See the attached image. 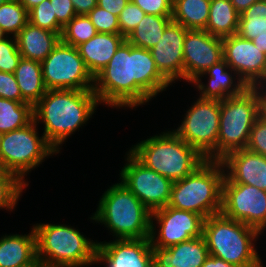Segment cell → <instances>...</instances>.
Wrapping results in <instances>:
<instances>
[{
	"label": "cell",
	"mask_w": 266,
	"mask_h": 267,
	"mask_svg": "<svg viewBox=\"0 0 266 267\" xmlns=\"http://www.w3.org/2000/svg\"><path fill=\"white\" fill-rule=\"evenodd\" d=\"M153 220H156L160 226L158 232ZM204 221L205 218L199 214L175 209L168 205L158 209L151 214V246L168 248L203 236Z\"/></svg>",
	"instance_id": "14"
},
{
	"label": "cell",
	"mask_w": 266,
	"mask_h": 267,
	"mask_svg": "<svg viewBox=\"0 0 266 267\" xmlns=\"http://www.w3.org/2000/svg\"><path fill=\"white\" fill-rule=\"evenodd\" d=\"M13 74L23 99L34 106L47 91L43 82L41 62L21 58Z\"/></svg>",
	"instance_id": "25"
},
{
	"label": "cell",
	"mask_w": 266,
	"mask_h": 267,
	"mask_svg": "<svg viewBox=\"0 0 266 267\" xmlns=\"http://www.w3.org/2000/svg\"><path fill=\"white\" fill-rule=\"evenodd\" d=\"M7 34L3 31L2 27L0 26V41L4 40L7 38Z\"/></svg>",
	"instance_id": "51"
},
{
	"label": "cell",
	"mask_w": 266,
	"mask_h": 267,
	"mask_svg": "<svg viewBox=\"0 0 266 267\" xmlns=\"http://www.w3.org/2000/svg\"><path fill=\"white\" fill-rule=\"evenodd\" d=\"M77 15H88L97 6V0H71Z\"/></svg>",
	"instance_id": "43"
},
{
	"label": "cell",
	"mask_w": 266,
	"mask_h": 267,
	"mask_svg": "<svg viewBox=\"0 0 266 267\" xmlns=\"http://www.w3.org/2000/svg\"><path fill=\"white\" fill-rule=\"evenodd\" d=\"M98 104L93 90H47L33 106L34 121L44 124L43 135L59 153L62 143L87 123Z\"/></svg>",
	"instance_id": "2"
},
{
	"label": "cell",
	"mask_w": 266,
	"mask_h": 267,
	"mask_svg": "<svg viewBox=\"0 0 266 267\" xmlns=\"http://www.w3.org/2000/svg\"><path fill=\"white\" fill-rule=\"evenodd\" d=\"M262 114V87H248L242 94L220 101L217 161L246 148L250 131Z\"/></svg>",
	"instance_id": "8"
},
{
	"label": "cell",
	"mask_w": 266,
	"mask_h": 267,
	"mask_svg": "<svg viewBox=\"0 0 266 267\" xmlns=\"http://www.w3.org/2000/svg\"><path fill=\"white\" fill-rule=\"evenodd\" d=\"M129 151L147 168L172 181L190 175L206 161L173 130L140 141Z\"/></svg>",
	"instance_id": "4"
},
{
	"label": "cell",
	"mask_w": 266,
	"mask_h": 267,
	"mask_svg": "<svg viewBox=\"0 0 266 267\" xmlns=\"http://www.w3.org/2000/svg\"><path fill=\"white\" fill-rule=\"evenodd\" d=\"M91 218L116 239L150 238L152 212L122 183L113 184L99 200Z\"/></svg>",
	"instance_id": "3"
},
{
	"label": "cell",
	"mask_w": 266,
	"mask_h": 267,
	"mask_svg": "<svg viewBox=\"0 0 266 267\" xmlns=\"http://www.w3.org/2000/svg\"><path fill=\"white\" fill-rule=\"evenodd\" d=\"M37 259L34 228L25 235H3L0 238V267H20Z\"/></svg>",
	"instance_id": "24"
},
{
	"label": "cell",
	"mask_w": 266,
	"mask_h": 267,
	"mask_svg": "<svg viewBox=\"0 0 266 267\" xmlns=\"http://www.w3.org/2000/svg\"><path fill=\"white\" fill-rule=\"evenodd\" d=\"M183 57L184 80L190 83L223 59L222 38L206 30H188L183 43Z\"/></svg>",
	"instance_id": "16"
},
{
	"label": "cell",
	"mask_w": 266,
	"mask_h": 267,
	"mask_svg": "<svg viewBox=\"0 0 266 267\" xmlns=\"http://www.w3.org/2000/svg\"><path fill=\"white\" fill-rule=\"evenodd\" d=\"M260 0H231L234 9L239 13H243L248 7Z\"/></svg>",
	"instance_id": "45"
},
{
	"label": "cell",
	"mask_w": 266,
	"mask_h": 267,
	"mask_svg": "<svg viewBox=\"0 0 266 267\" xmlns=\"http://www.w3.org/2000/svg\"><path fill=\"white\" fill-rule=\"evenodd\" d=\"M29 22L28 11L19 0H9L0 6V26L15 37Z\"/></svg>",
	"instance_id": "31"
},
{
	"label": "cell",
	"mask_w": 266,
	"mask_h": 267,
	"mask_svg": "<svg viewBox=\"0 0 266 267\" xmlns=\"http://www.w3.org/2000/svg\"><path fill=\"white\" fill-rule=\"evenodd\" d=\"M37 259L44 267H85L96 263L98 242L63 224L33 225Z\"/></svg>",
	"instance_id": "6"
},
{
	"label": "cell",
	"mask_w": 266,
	"mask_h": 267,
	"mask_svg": "<svg viewBox=\"0 0 266 267\" xmlns=\"http://www.w3.org/2000/svg\"><path fill=\"white\" fill-rule=\"evenodd\" d=\"M260 234L255 228L222 213L209 216L203 225L209 255L237 267H263L253 243Z\"/></svg>",
	"instance_id": "5"
},
{
	"label": "cell",
	"mask_w": 266,
	"mask_h": 267,
	"mask_svg": "<svg viewBox=\"0 0 266 267\" xmlns=\"http://www.w3.org/2000/svg\"><path fill=\"white\" fill-rule=\"evenodd\" d=\"M246 149L266 157V117L262 114L252 126Z\"/></svg>",
	"instance_id": "38"
},
{
	"label": "cell",
	"mask_w": 266,
	"mask_h": 267,
	"mask_svg": "<svg viewBox=\"0 0 266 267\" xmlns=\"http://www.w3.org/2000/svg\"><path fill=\"white\" fill-rule=\"evenodd\" d=\"M219 119L220 101L198 98L173 131L206 160L217 161Z\"/></svg>",
	"instance_id": "11"
},
{
	"label": "cell",
	"mask_w": 266,
	"mask_h": 267,
	"mask_svg": "<svg viewBox=\"0 0 266 267\" xmlns=\"http://www.w3.org/2000/svg\"><path fill=\"white\" fill-rule=\"evenodd\" d=\"M262 115L266 117V88L262 87Z\"/></svg>",
	"instance_id": "49"
},
{
	"label": "cell",
	"mask_w": 266,
	"mask_h": 267,
	"mask_svg": "<svg viewBox=\"0 0 266 267\" xmlns=\"http://www.w3.org/2000/svg\"><path fill=\"white\" fill-rule=\"evenodd\" d=\"M33 120L31 104L0 98V132L2 134L23 128Z\"/></svg>",
	"instance_id": "29"
},
{
	"label": "cell",
	"mask_w": 266,
	"mask_h": 267,
	"mask_svg": "<svg viewBox=\"0 0 266 267\" xmlns=\"http://www.w3.org/2000/svg\"><path fill=\"white\" fill-rule=\"evenodd\" d=\"M53 15H56L57 22L64 27L77 14L71 0H50Z\"/></svg>",
	"instance_id": "41"
},
{
	"label": "cell",
	"mask_w": 266,
	"mask_h": 267,
	"mask_svg": "<svg viewBox=\"0 0 266 267\" xmlns=\"http://www.w3.org/2000/svg\"><path fill=\"white\" fill-rule=\"evenodd\" d=\"M146 14L158 16H172V2L170 0H131Z\"/></svg>",
	"instance_id": "40"
},
{
	"label": "cell",
	"mask_w": 266,
	"mask_h": 267,
	"mask_svg": "<svg viewBox=\"0 0 266 267\" xmlns=\"http://www.w3.org/2000/svg\"><path fill=\"white\" fill-rule=\"evenodd\" d=\"M0 179H19L14 173H11L0 159Z\"/></svg>",
	"instance_id": "46"
},
{
	"label": "cell",
	"mask_w": 266,
	"mask_h": 267,
	"mask_svg": "<svg viewBox=\"0 0 266 267\" xmlns=\"http://www.w3.org/2000/svg\"><path fill=\"white\" fill-rule=\"evenodd\" d=\"M98 33L120 34L118 16L106 9L94 7L87 15Z\"/></svg>",
	"instance_id": "34"
},
{
	"label": "cell",
	"mask_w": 266,
	"mask_h": 267,
	"mask_svg": "<svg viewBox=\"0 0 266 267\" xmlns=\"http://www.w3.org/2000/svg\"><path fill=\"white\" fill-rule=\"evenodd\" d=\"M236 34L247 40L266 37V0L256 1L240 14Z\"/></svg>",
	"instance_id": "30"
},
{
	"label": "cell",
	"mask_w": 266,
	"mask_h": 267,
	"mask_svg": "<svg viewBox=\"0 0 266 267\" xmlns=\"http://www.w3.org/2000/svg\"><path fill=\"white\" fill-rule=\"evenodd\" d=\"M252 41L256 47L263 49V52L266 54V37L257 36Z\"/></svg>",
	"instance_id": "48"
},
{
	"label": "cell",
	"mask_w": 266,
	"mask_h": 267,
	"mask_svg": "<svg viewBox=\"0 0 266 267\" xmlns=\"http://www.w3.org/2000/svg\"><path fill=\"white\" fill-rule=\"evenodd\" d=\"M145 15L146 13L139 6L129 0L118 16L120 34L126 38Z\"/></svg>",
	"instance_id": "37"
},
{
	"label": "cell",
	"mask_w": 266,
	"mask_h": 267,
	"mask_svg": "<svg viewBox=\"0 0 266 267\" xmlns=\"http://www.w3.org/2000/svg\"><path fill=\"white\" fill-rule=\"evenodd\" d=\"M106 267H153L150 238L98 242L96 263Z\"/></svg>",
	"instance_id": "17"
},
{
	"label": "cell",
	"mask_w": 266,
	"mask_h": 267,
	"mask_svg": "<svg viewBox=\"0 0 266 267\" xmlns=\"http://www.w3.org/2000/svg\"><path fill=\"white\" fill-rule=\"evenodd\" d=\"M187 31L181 24L171 21L162 38L150 49L158 71L171 84L184 79L183 43Z\"/></svg>",
	"instance_id": "18"
},
{
	"label": "cell",
	"mask_w": 266,
	"mask_h": 267,
	"mask_svg": "<svg viewBox=\"0 0 266 267\" xmlns=\"http://www.w3.org/2000/svg\"><path fill=\"white\" fill-rule=\"evenodd\" d=\"M2 137H3V134L0 132V144H1V141H2Z\"/></svg>",
	"instance_id": "53"
},
{
	"label": "cell",
	"mask_w": 266,
	"mask_h": 267,
	"mask_svg": "<svg viewBox=\"0 0 266 267\" xmlns=\"http://www.w3.org/2000/svg\"><path fill=\"white\" fill-rule=\"evenodd\" d=\"M20 267H44V266L38 259H36L33 263L27 264V265H23V266H20Z\"/></svg>",
	"instance_id": "50"
},
{
	"label": "cell",
	"mask_w": 266,
	"mask_h": 267,
	"mask_svg": "<svg viewBox=\"0 0 266 267\" xmlns=\"http://www.w3.org/2000/svg\"><path fill=\"white\" fill-rule=\"evenodd\" d=\"M211 0H176L172 4V21L188 30H205Z\"/></svg>",
	"instance_id": "27"
},
{
	"label": "cell",
	"mask_w": 266,
	"mask_h": 267,
	"mask_svg": "<svg viewBox=\"0 0 266 267\" xmlns=\"http://www.w3.org/2000/svg\"><path fill=\"white\" fill-rule=\"evenodd\" d=\"M19 1L26 8V10L29 12L32 8L39 5L44 0H19Z\"/></svg>",
	"instance_id": "47"
},
{
	"label": "cell",
	"mask_w": 266,
	"mask_h": 267,
	"mask_svg": "<svg viewBox=\"0 0 266 267\" xmlns=\"http://www.w3.org/2000/svg\"><path fill=\"white\" fill-rule=\"evenodd\" d=\"M0 41V71L14 73L22 56L19 53L16 38Z\"/></svg>",
	"instance_id": "36"
},
{
	"label": "cell",
	"mask_w": 266,
	"mask_h": 267,
	"mask_svg": "<svg viewBox=\"0 0 266 267\" xmlns=\"http://www.w3.org/2000/svg\"><path fill=\"white\" fill-rule=\"evenodd\" d=\"M41 65L47 90H93L94 77L77 47L60 40Z\"/></svg>",
	"instance_id": "10"
},
{
	"label": "cell",
	"mask_w": 266,
	"mask_h": 267,
	"mask_svg": "<svg viewBox=\"0 0 266 267\" xmlns=\"http://www.w3.org/2000/svg\"><path fill=\"white\" fill-rule=\"evenodd\" d=\"M239 17L240 14L234 9L231 0H211L205 30L220 38L235 35Z\"/></svg>",
	"instance_id": "26"
},
{
	"label": "cell",
	"mask_w": 266,
	"mask_h": 267,
	"mask_svg": "<svg viewBox=\"0 0 266 267\" xmlns=\"http://www.w3.org/2000/svg\"><path fill=\"white\" fill-rule=\"evenodd\" d=\"M223 59L249 87L266 88V54L237 34L222 38Z\"/></svg>",
	"instance_id": "15"
},
{
	"label": "cell",
	"mask_w": 266,
	"mask_h": 267,
	"mask_svg": "<svg viewBox=\"0 0 266 267\" xmlns=\"http://www.w3.org/2000/svg\"><path fill=\"white\" fill-rule=\"evenodd\" d=\"M208 256L203 236L168 248L152 247L153 267H201Z\"/></svg>",
	"instance_id": "21"
},
{
	"label": "cell",
	"mask_w": 266,
	"mask_h": 267,
	"mask_svg": "<svg viewBox=\"0 0 266 267\" xmlns=\"http://www.w3.org/2000/svg\"><path fill=\"white\" fill-rule=\"evenodd\" d=\"M172 16L146 14L136 28L126 37L133 46L150 50L162 38Z\"/></svg>",
	"instance_id": "28"
},
{
	"label": "cell",
	"mask_w": 266,
	"mask_h": 267,
	"mask_svg": "<svg viewBox=\"0 0 266 267\" xmlns=\"http://www.w3.org/2000/svg\"><path fill=\"white\" fill-rule=\"evenodd\" d=\"M225 170L223 182L255 186L266 191V157L246 148L228 153L220 160Z\"/></svg>",
	"instance_id": "19"
},
{
	"label": "cell",
	"mask_w": 266,
	"mask_h": 267,
	"mask_svg": "<svg viewBox=\"0 0 266 267\" xmlns=\"http://www.w3.org/2000/svg\"><path fill=\"white\" fill-rule=\"evenodd\" d=\"M225 169L221 161L206 160L193 173L173 181L168 206L203 216L221 213Z\"/></svg>",
	"instance_id": "7"
},
{
	"label": "cell",
	"mask_w": 266,
	"mask_h": 267,
	"mask_svg": "<svg viewBox=\"0 0 266 267\" xmlns=\"http://www.w3.org/2000/svg\"><path fill=\"white\" fill-rule=\"evenodd\" d=\"M29 22L40 28L58 33L60 36L63 27L57 22L56 15H53V9L50 0H44L28 12Z\"/></svg>",
	"instance_id": "33"
},
{
	"label": "cell",
	"mask_w": 266,
	"mask_h": 267,
	"mask_svg": "<svg viewBox=\"0 0 266 267\" xmlns=\"http://www.w3.org/2000/svg\"><path fill=\"white\" fill-rule=\"evenodd\" d=\"M221 213L258 230H266V191L255 186L223 182Z\"/></svg>",
	"instance_id": "13"
},
{
	"label": "cell",
	"mask_w": 266,
	"mask_h": 267,
	"mask_svg": "<svg viewBox=\"0 0 266 267\" xmlns=\"http://www.w3.org/2000/svg\"><path fill=\"white\" fill-rule=\"evenodd\" d=\"M26 186L20 179H0V208L12 211Z\"/></svg>",
	"instance_id": "35"
},
{
	"label": "cell",
	"mask_w": 266,
	"mask_h": 267,
	"mask_svg": "<svg viewBox=\"0 0 266 267\" xmlns=\"http://www.w3.org/2000/svg\"><path fill=\"white\" fill-rule=\"evenodd\" d=\"M125 40L126 38L121 34L97 33L77 46L80 56L93 77L107 66Z\"/></svg>",
	"instance_id": "22"
},
{
	"label": "cell",
	"mask_w": 266,
	"mask_h": 267,
	"mask_svg": "<svg viewBox=\"0 0 266 267\" xmlns=\"http://www.w3.org/2000/svg\"><path fill=\"white\" fill-rule=\"evenodd\" d=\"M56 149L38 136L37 123L33 120L27 126L4 133L0 144V159L6 168L27 186L24 176L40 165L47 156L57 154Z\"/></svg>",
	"instance_id": "9"
},
{
	"label": "cell",
	"mask_w": 266,
	"mask_h": 267,
	"mask_svg": "<svg viewBox=\"0 0 266 267\" xmlns=\"http://www.w3.org/2000/svg\"><path fill=\"white\" fill-rule=\"evenodd\" d=\"M207 74L209 75V81L208 84L205 85L201 81V78ZM235 79L237 81H235ZM191 83H194L193 85H196L197 89L201 92H199V98L217 101L240 95L249 87L245 81L229 67L224 59L209 67Z\"/></svg>",
	"instance_id": "20"
},
{
	"label": "cell",
	"mask_w": 266,
	"mask_h": 267,
	"mask_svg": "<svg viewBox=\"0 0 266 267\" xmlns=\"http://www.w3.org/2000/svg\"><path fill=\"white\" fill-rule=\"evenodd\" d=\"M171 83L158 71L150 50L125 40L107 66L94 77L100 104L134 108L149 102Z\"/></svg>",
	"instance_id": "1"
},
{
	"label": "cell",
	"mask_w": 266,
	"mask_h": 267,
	"mask_svg": "<svg viewBox=\"0 0 266 267\" xmlns=\"http://www.w3.org/2000/svg\"><path fill=\"white\" fill-rule=\"evenodd\" d=\"M97 30L87 15H76L64 27L61 40L77 47L97 34Z\"/></svg>",
	"instance_id": "32"
},
{
	"label": "cell",
	"mask_w": 266,
	"mask_h": 267,
	"mask_svg": "<svg viewBox=\"0 0 266 267\" xmlns=\"http://www.w3.org/2000/svg\"><path fill=\"white\" fill-rule=\"evenodd\" d=\"M201 267H237L220 258L209 255Z\"/></svg>",
	"instance_id": "44"
},
{
	"label": "cell",
	"mask_w": 266,
	"mask_h": 267,
	"mask_svg": "<svg viewBox=\"0 0 266 267\" xmlns=\"http://www.w3.org/2000/svg\"><path fill=\"white\" fill-rule=\"evenodd\" d=\"M0 98L27 103L21 95L13 73L0 71Z\"/></svg>",
	"instance_id": "39"
},
{
	"label": "cell",
	"mask_w": 266,
	"mask_h": 267,
	"mask_svg": "<svg viewBox=\"0 0 266 267\" xmlns=\"http://www.w3.org/2000/svg\"><path fill=\"white\" fill-rule=\"evenodd\" d=\"M9 0H0V6L6 2H8Z\"/></svg>",
	"instance_id": "52"
},
{
	"label": "cell",
	"mask_w": 266,
	"mask_h": 267,
	"mask_svg": "<svg viewBox=\"0 0 266 267\" xmlns=\"http://www.w3.org/2000/svg\"><path fill=\"white\" fill-rule=\"evenodd\" d=\"M129 0H97V5L108 12L119 16Z\"/></svg>",
	"instance_id": "42"
},
{
	"label": "cell",
	"mask_w": 266,
	"mask_h": 267,
	"mask_svg": "<svg viewBox=\"0 0 266 267\" xmlns=\"http://www.w3.org/2000/svg\"><path fill=\"white\" fill-rule=\"evenodd\" d=\"M22 58L42 62L60 42L61 36L30 22L15 36Z\"/></svg>",
	"instance_id": "23"
},
{
	"label": "cell",
	"mask_w": 266,
	"mask_h": 267,
	"mask_svg": "<svg viewBox=\"0 0 266 267\" xmlns=\"http://www.w3.org/2000/svg\"><path fill=\"white\" fill-rule=\"evenodd\" d=\"M120 171L121 182L151 211L164 208L171 197L173 181L147 168L130 151Z\"/></svg>",
	"instance_id": "12"
}]
</instances>
